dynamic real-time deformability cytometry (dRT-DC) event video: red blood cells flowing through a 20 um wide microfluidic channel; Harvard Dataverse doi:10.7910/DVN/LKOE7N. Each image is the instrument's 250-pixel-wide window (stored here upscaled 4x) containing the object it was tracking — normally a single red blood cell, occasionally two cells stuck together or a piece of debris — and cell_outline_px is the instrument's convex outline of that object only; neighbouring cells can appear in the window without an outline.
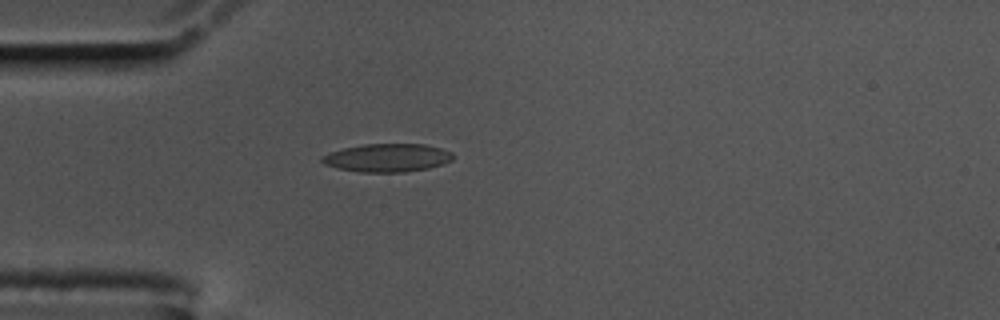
{"species": "common noctule bat (a hibernating species)", "species_latin": "Nyctalus noctula", "temperature_condition": "cold", "stored_images_in_passage": 42, "camera_frame_rate_fps": 3000, "um_per_image_px": 0.085, "animal": {"sex": "male", "body_mass_g": 17.5, "forearm_length_mm": 52.3}, "frame": {"image": 1, "passage_image": 1, "time_ms": 0.0, "image_size_px": [1000, 320], "cell_outline_px": [[452, 160], [444, 164], [428, 168], [404, 172], [360, 172], [336, 168], [324, 164], [320, 160], [320, 156], [344, 148], [364, 144], [424, 144], [440, 148], [452, 152]], "centroid_in_image_um": [32.91, 13.41], "position_along_channel_um": 52.1, "area_um2": 21.5}}
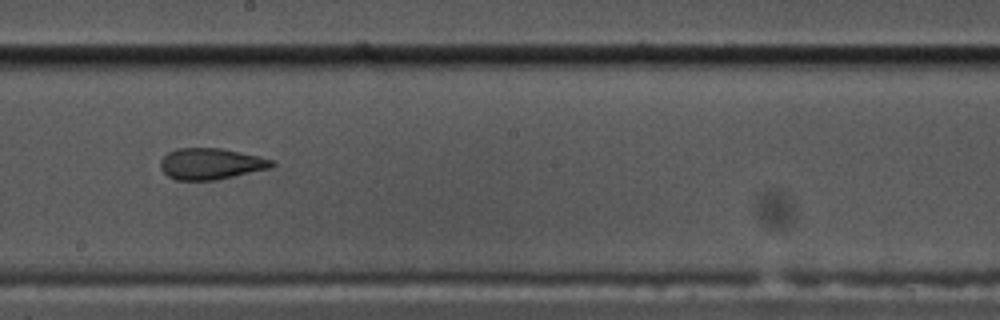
{"frame": {"image": 2, "passage_image": 17, "time_ms": 5.333, "image_size_px": [1000, 320], "cell_outline_px": [[276, 164], [272, 168], [216, 180], [176, 180], [168, 176], [160, 168], [160, 160], [168, 152], [176, 148], [220, 148], [240, 152], [272, 160]], "centroid_in_image_um": [17.9, 13.93], "position_along_channel_um": 230.3, "area_um2": 20.29}}
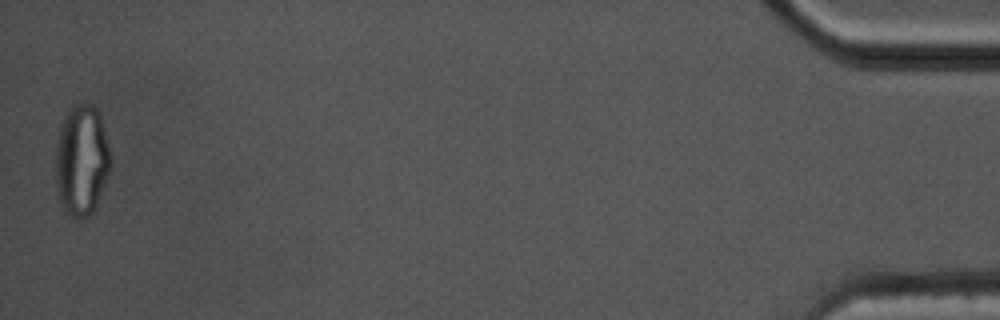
{"frame": {"image": 3, "passage_image": 42, "time_ms": 13.667, "image_size_px": [1000, 320], "cell_outline_px": [[112, 164], [96, 204], [92, 212], [88, 216], [72, 216], [64, 212], [60, 204], [56, 184], [56, 144], [60, 128], [68, 112], [76, 104], [92, 104], [96, 108], [100, 116], [108, 144], [112, 160]], "centroid_in_image_um": [6.94, 13.63], "position_along_channel_um": 428.3, "area_um2": 35.08}, "authors_computed_cell_mechanics": {"area_um2": 20.8947, "velocity_mm_per_s": 3.4955, "shape_relaxation_time_tau1_ms": null, "shape_relaxation_time_tau2_ms": 1.6291, "deformation_change_tau1": null, "deformation_change_tau2": 0.0916}}